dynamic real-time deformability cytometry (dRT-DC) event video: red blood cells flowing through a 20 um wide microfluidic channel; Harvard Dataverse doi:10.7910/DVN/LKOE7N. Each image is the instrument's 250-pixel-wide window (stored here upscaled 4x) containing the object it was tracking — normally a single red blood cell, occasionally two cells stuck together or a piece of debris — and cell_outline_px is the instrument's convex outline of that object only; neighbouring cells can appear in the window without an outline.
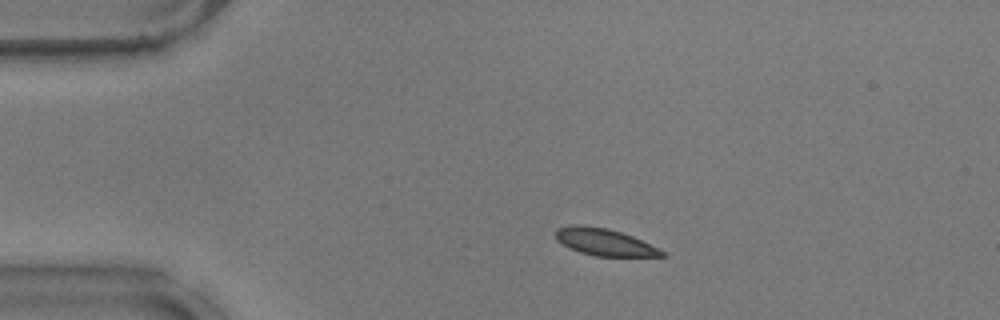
{"species": "common noctule bat (a hibernating species)", "species_latin": "Nyctalus noctula", "temperature_condition": "warm", "stored_images_in_passage": 4, "camera_frame_rate_fps": 3000, "um_per_image_px": 0.085, "animal": {"sex": "male", "body_mass_g": 17.9}, "frame": {"image": 1, "passage_image": 1, "time_ms": 0.0, "image_size_px": [1000, 320], "cell_outline_px": [[664, 256], [596, 256], [580, 252], [568, 248], [556, 240], [556, 228], [576, 224], [580, 224], [608, 228], [632, 236], [660, 248], [664, 252]], "centroid_in_image_um": [51.35, 20.57], "position_along_channel_um": 33.7, "area_um2": 16.7}}